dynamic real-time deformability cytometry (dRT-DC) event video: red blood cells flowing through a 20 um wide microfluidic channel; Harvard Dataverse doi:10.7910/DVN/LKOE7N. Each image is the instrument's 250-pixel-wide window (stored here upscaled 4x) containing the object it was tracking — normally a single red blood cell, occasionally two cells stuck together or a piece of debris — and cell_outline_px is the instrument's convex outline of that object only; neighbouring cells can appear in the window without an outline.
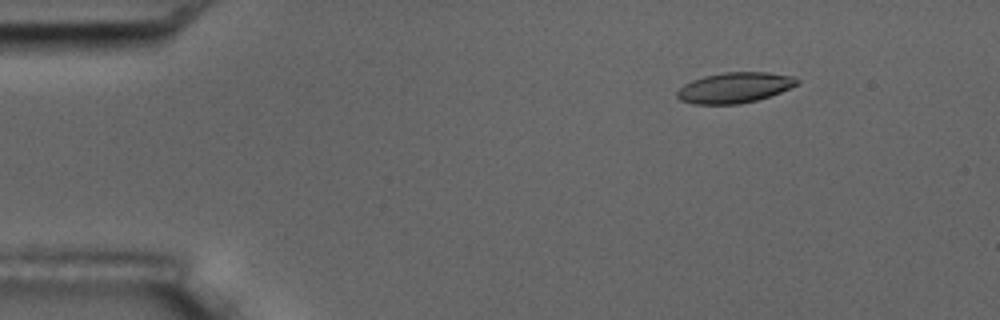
{"species": "common noctule bat (a hibernating species)", "species_latin": "Nyctalus noctula", "temperature_condition": "room temperature", "stored_images_in_passage": 15, "camera_frame_rate_fps": 3000, "um_per_image_px": 0.085, "animal": {"sex": "male", "body_mass_g": 17.5, "forearm_length_mm": 52.3}, "frame": {"image": 1, "passage_image": 1, "time_ms": 0.0, "image_size_px": [1000, 320], "cell_outline_px": [[800, 84], [780, 92], [756, 100], [736, 104], [696, 104], [680, 100], [676, 96], [676, 92], [684, 84], [692, 80], [704, 76], [724, 72], [768, 72], [792, 76], [800, 80]], "centroid_in_image_um": [62.44, 7.44], "position_along_channel_um": 22.6, "area_um2": 21.27}}
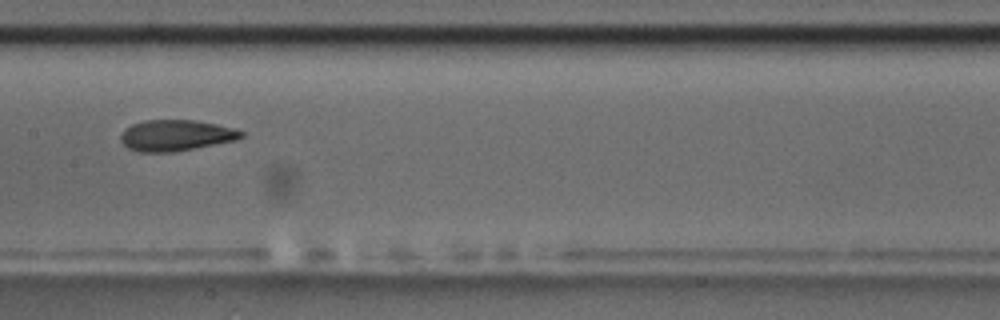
{"frame": {"image": 2, "passage_image": 7, "time_ms": 7.0, "image_size_px": [1000, 320], "cell_outline_px": [[244, 136], [236, 140], [172, 152], [140, 152], [128, 148], [120, 140], [120, 136], [124, 128], [132, 124], [144, 120], [196, 120], [236, 128], [244, 132]], "centroid_in_image_um": [14.95, 11.5], "position_along_channel_um": 192.5, "area_um2": 21.85}}
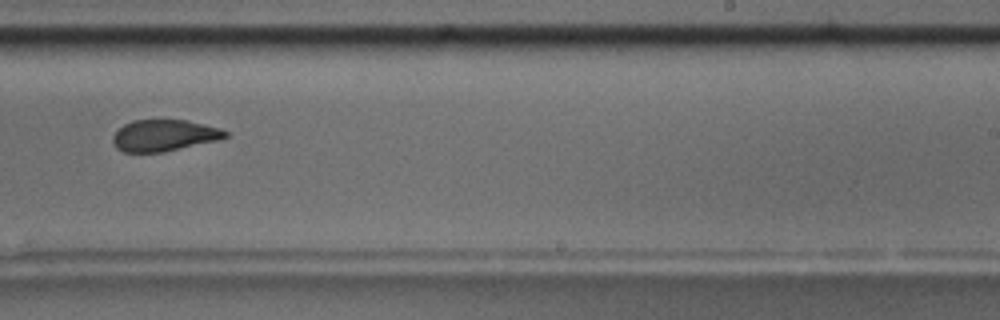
{"frame": {"image": 3, "passage_image": 9, "time_ms": 9.333, "image_size_px": [1000, 320], "cell_outline_px": [[228, 136], [220, 140], [164, 152], [124, 152], [116, 148], [112, 140], [112, 136], [124, 124], [132, 120], [188, 120], [220, 128], [228, 132]], "centroid_in_image_um": [13.97, 11.51], "position_along_channel_um": 275.0, "area_um2": 20.75}, "authors_computed_cell_mechanics": {"area_um2": 21.8484, "velocity_mm_per_s": 3.5559, "shape_relaxation_time_tau1_ms": 7.4717, "shape_relaxation_time_tau2_ms": 2.1333, "deformation_change_tau1": 0.1744, "deformation_change_tau2": 0.0848}}